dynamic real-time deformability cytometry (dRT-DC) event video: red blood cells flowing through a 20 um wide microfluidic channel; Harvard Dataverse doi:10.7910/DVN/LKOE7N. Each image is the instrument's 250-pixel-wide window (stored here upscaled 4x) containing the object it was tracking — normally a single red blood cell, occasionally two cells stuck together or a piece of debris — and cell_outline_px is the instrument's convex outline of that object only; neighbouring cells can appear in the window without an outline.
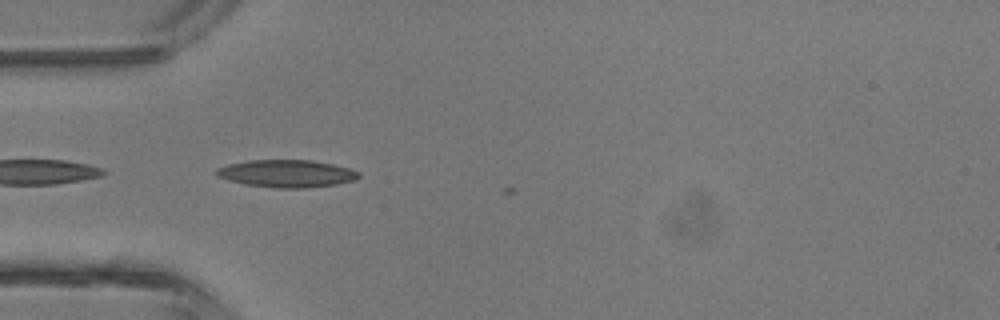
{"species": "common noctule bat (a hibernating species)", "species_latin": "Nyctalus noctula", "temperature_condition": "room temperature", "stored_images_in_passage": 5, "camera_frame_rate_fps": 3000, "um_per_image_px": 0.085, "animal": {"sex": "male", "body_mass_g": 13.3}, "frame": {"image": 1, "passage_image": 4, "time_ms": 3.333, "image_size_px": [1000, 320], "cell_outline_px": [[360, 176], [352, 180], [336, 184], [308, 188], [272, 188], [244, 184], [228, 180], [216, 176], [216, 168], [228, 164], [248, 160], [312, 160], [332, 164], [348, 168], [360, 172]], "centroid_in_image_um": [24.33, 14.75], "position_along_channel_um": 60.7, "area_um2": 22.83}}
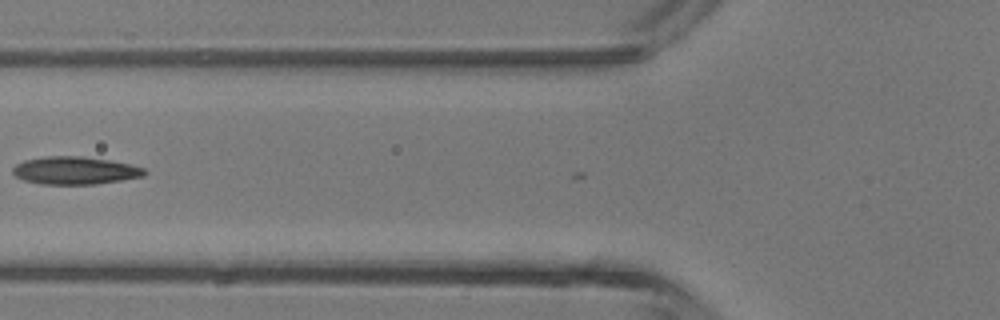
{"frame": {"image": 2, "passage_image": 5, "time_ms": 4.667, "image_size_px": [1000, 320], "cell_outline_px": [[148, 172], [144, 176], [96, 184], [40, 184], [24, 180], [16, 176], [12, 172], [12, 168], [16, 164], [24, 160], [44, 156], [80, 156], [108, 160], [128, 164], [144, 168]], "centroid_in_image_um": [6.35, 14.49], "position_along_channel_um": 119.5, "area_um2": 21.21}}